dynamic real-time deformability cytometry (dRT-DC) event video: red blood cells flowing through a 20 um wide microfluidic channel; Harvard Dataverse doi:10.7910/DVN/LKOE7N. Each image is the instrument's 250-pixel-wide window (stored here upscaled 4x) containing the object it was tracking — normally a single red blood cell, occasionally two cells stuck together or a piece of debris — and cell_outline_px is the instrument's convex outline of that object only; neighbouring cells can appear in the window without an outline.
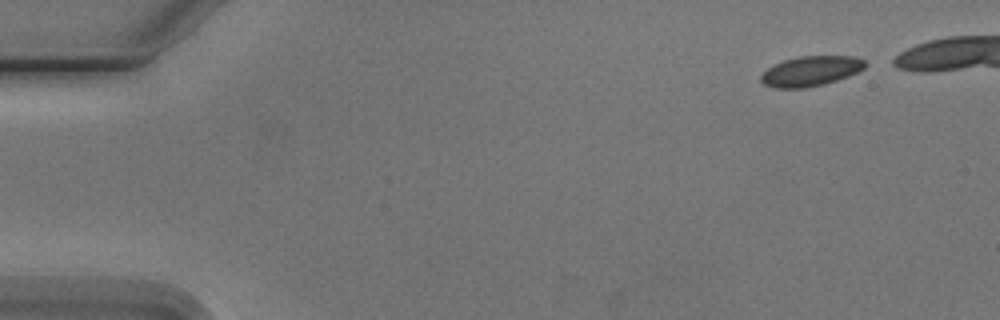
{"species": "Egyptian fruit bat (a non-hibernating species)", "species_latin": "Rousettus aegyptiacus", "temperature_condition": "cold", "stored_images_in_passage": 6, "camera_frame_rate_fps": 3000, "um_per_image_px": 0.085, "animal": {"sex": "male"}, "frame": {"image": 1, "passage_image": 1, "time_ms": 0.0, "image_size_px": [1000, 320], "cell_outline_px": [[868, 64], [864, 68], [848, 76], [824, 84], [804, 88], [776, 88], [764, 84], [760, 80], [760, 76], [768, 68], [784, 60], [800, 56], [856, 56], [864, 60]], "centroid_in_image_um": [68.93, 6.04], "position_along_channel_um": 16.1, "area_um2": 18.09}}
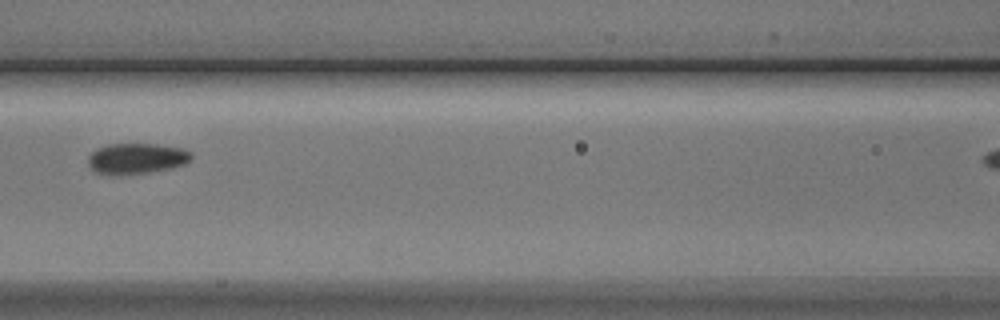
{"frame": {"image": 2, "passage_image": 6, "time_ms": 6.667, "image_size_px": [1000, 320], "cell_outline_px": [[192, 160], [184, 164], [172, 168], [148, 172], [112, 176], [96, 172], [88, 164], [88, 156], [92, 152], [108, 144], [156, 144], [184, 148], [192, 152]], "centroid_in_image_um": [11.64, 13.48], "position_along_channel_um": 155.0, "area_um2": 18.61}}